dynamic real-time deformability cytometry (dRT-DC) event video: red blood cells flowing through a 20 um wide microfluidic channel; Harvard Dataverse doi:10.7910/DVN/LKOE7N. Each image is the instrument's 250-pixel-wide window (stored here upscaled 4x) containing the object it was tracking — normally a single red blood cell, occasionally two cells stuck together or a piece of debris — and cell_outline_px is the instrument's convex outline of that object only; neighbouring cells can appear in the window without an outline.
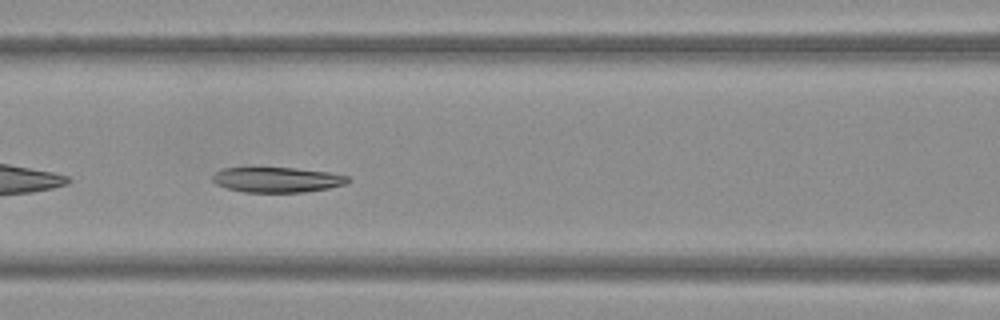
{"species": "Egyptian fruit bat (a non-hibernating species)", "species_latin": "Rousettus aegyptiacus", "temperature_condition": "warm", "stored_images_in_passage": 35, "camera_frame_rate_fps": 3000, "um_per_image_px": 0.085, "frame": {"image": 1, "passage_image": 7, "time_ms": 2.0, "image_size_px": [1000, 320], "cell_outline_px": [[352, 180], [344, 184], [328, 188], [304, 192], [244, 192], [228, 188], [216, 184], [212, 180], [212, 176], [216, 172], [224, 168], [296, 168], [328, 172], [348, 176]], "centroid_in_image_um": [23.57, 15.28], "position_along_channel_um": 143.0, "area_um2": 19.71}}
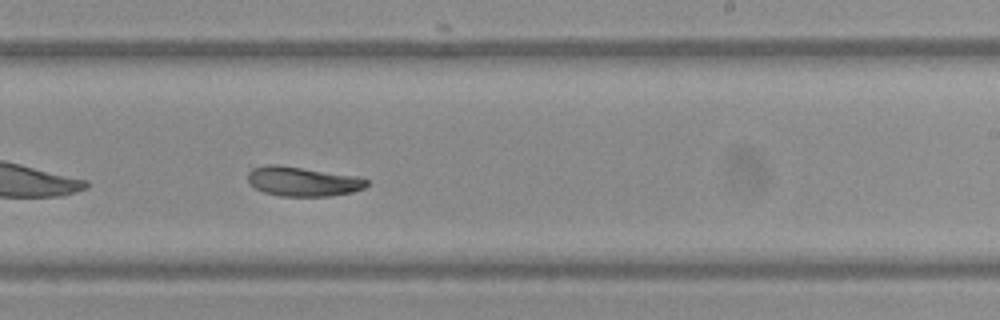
{"frame": {"image": 2, "passage_image": 16, "time_ms": 5.0, "image_size_px": [1000, 320], "cell_outline_px": [[368, 184], [364, 188], [352, 192], [328, 196], [280, 196], [264, 192], [248, 184], [248, 172], [252, 168], [268, 164], [276, 164], [356, 176], [368, 180]], "centroid_in_image_um": [25.7, 15.42], "position_along_channel_um": 263.3, "area_um2": 20.35}}
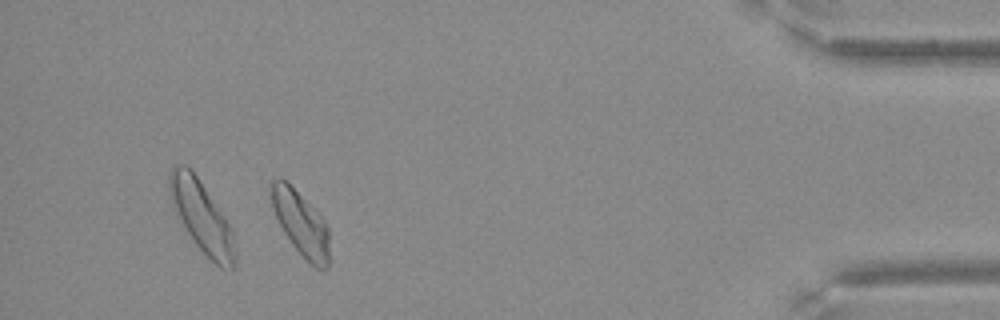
{"frame": {"image": 3, "passage_image": 31, "time_ms": 10.0, "image_size_px": [1000, 320], "cell_outline_px": [[328, 268], [316, 268], [292, 244], [284, 232], [272, 208], [268, 196], [268, 188], [272, 180], [276, 176], [280, 176], [328, 224]], "centroid_in_image_um": [25.5, 18.93], "position_along_channel_um": 409.7, "area_um2": 21.39}}